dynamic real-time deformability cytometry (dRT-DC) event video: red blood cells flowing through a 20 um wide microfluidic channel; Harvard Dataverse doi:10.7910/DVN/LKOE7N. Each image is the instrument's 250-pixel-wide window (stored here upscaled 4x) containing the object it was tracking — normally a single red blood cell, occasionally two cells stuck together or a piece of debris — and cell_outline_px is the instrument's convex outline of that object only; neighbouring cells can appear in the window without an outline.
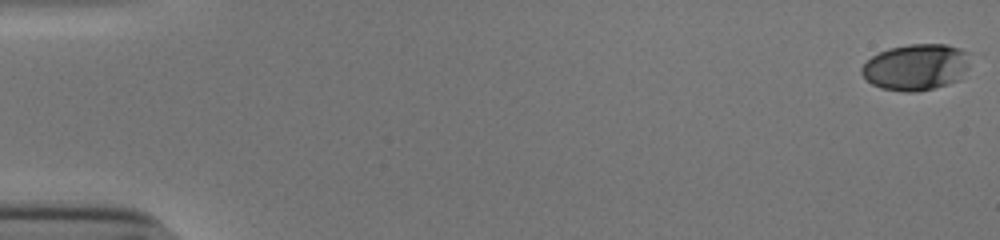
{"species": "human", "species_latin": "Homo sapiens", "temperature_condition": "cold", "stored_images_in_passage": 54, "camera_frame_rate_fps": 3000, "um_per_image_px": 0.085, "donor": {"sex": "male"}, "frame": {"image": 1, "passage_image": 1, "time_ms": 0.0, "image_size_px": [1000, 240], "cell_outline_px": [[972, 52], [968, 68], [960, 80], [936, 88], [916, 92], [904, 92], [880, 88], [872, 84], [860, 72], [860, 68], [872, 56], [888, 48], [908, 44], [948, 44]], "centroid_in_image_um": [77.92, 5.7], "position_along_channel_um": 7.1, "area_um2": 29.82}}
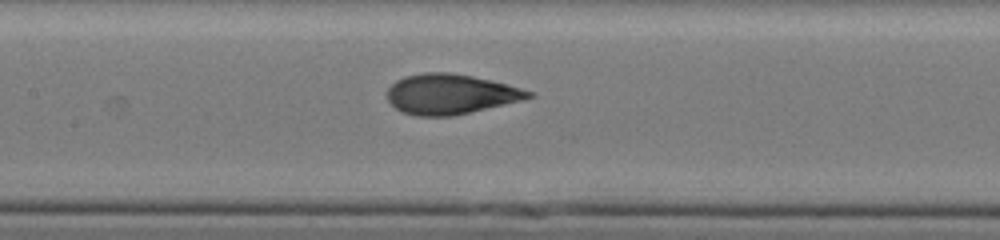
{"frame": {"image": 2, "passage_image": 27, "time_ms": 8.667, "image_size_px": [1000, 240], "cell_outline_px": [[536, 96], [524, 100], [452, 116], [416, 116], [400, 112], [388, 100], [384, 92], [396, 80], [404, 76], [424, 72], [452, 72], [472, 76], [536, 92]], "centroid_in_image_um": [38.27, 8.0], "position_along_channel_um": 169.1, "area_um2": 33.23}}
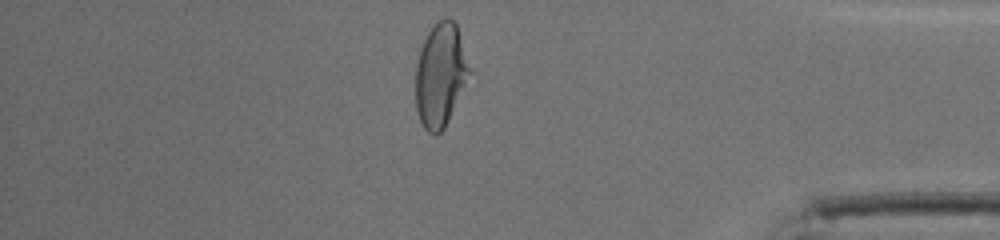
{"frame": {"image": 3, "passage_image": 47, "time_ms": 15.333, "image_size_px": [1000, 240], "cell_outline_px": [[472, 72], [444, 128], [436, 136], [432, 136], [424, 128], [420, 120], [416, 108], [416, 64], [420, 48], [428, 32], [436, 20], [444, 16], [448, 16], [456, 24]], "centroid_in_image_um": [37.44, 6.35], "position_along_channel_um": 397.8, "area_um2": 32.66}, "authors_computed_cell_mechanics": {"area_um2": 32.8593, "velocity_mm_per_s": 3.8712, "shape_relaxation_time_tau1_ms": 4.027, "shape_relaxation_time_tau2_ms": 0.8414, "deformation_change_tau1": 0.2076, "deformation_change_tau2": 0.0706}}